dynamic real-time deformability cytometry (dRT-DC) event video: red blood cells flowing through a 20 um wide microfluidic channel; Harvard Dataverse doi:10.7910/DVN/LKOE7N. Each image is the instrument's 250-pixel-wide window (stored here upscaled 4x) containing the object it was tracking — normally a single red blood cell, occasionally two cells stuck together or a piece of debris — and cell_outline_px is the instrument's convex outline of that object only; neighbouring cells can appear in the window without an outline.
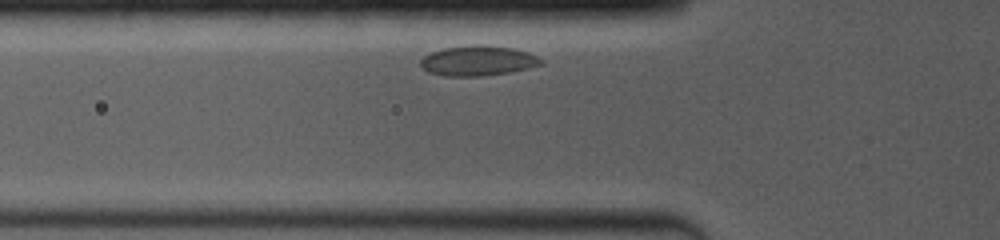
{"species": "common noctule bat (a hibernating species)", "species_latin": "Nyctalus noctula", "temperature_condition": "room temperature", "stored_images_in_passage": 19, "camera_frame_rate_fps": 4000, "um_per_image_px": 0.085, "animal": {"sex": "female", "body_mass_g": 19.0, "forearm_length_mm": 53.3}, "frame": {"image": 1, "passage_image": 2, "time_ms": 0.5, "image_size_px": [1000, 240], "cell_outline_px": [[544, 64], [528, 68], [508, 72], [480, 76], [444, 76], [428, 72], [420, 64], [420, 60], [424, 56], [432, 52], [444, 48], [472, 44], [484, 44], [512, 48], [528, 52], [544, 60]], "centroid_in_image_um": [40.63, 5.15], "position_along_channel_um": 85.2, "area_um2": 21.15}}
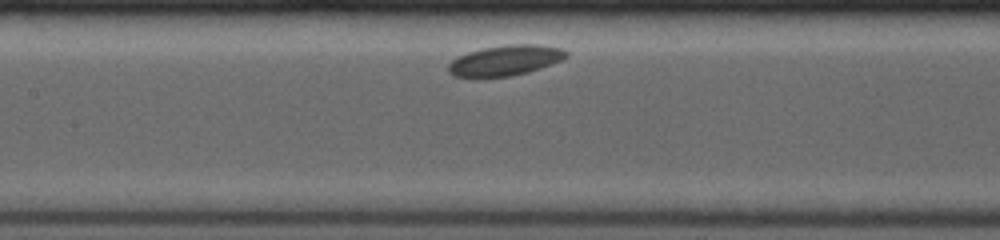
{"frame": {"image": 2, "passage_image": 7, "time_ms": 2.75, "image_size_px": [1000, 240], "cell_outline_px": [[568, 56], [560, 60], [540, 68], [528, 72], [512, 76], [476, 80], [472, 80], [452, 76], [448, 72], [448, 64], [456, 56], [468, 52], [484, 48], [504, 44], [540, 44], [560, 48], [568, 52]], "centroid_in_image_um": [42.84, 5.18], "position_along_channel_um": 164.6, "area_um2": 21.68}}
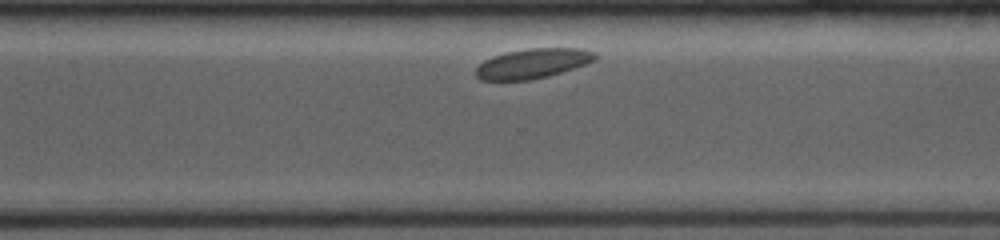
{"frame": {"image": 3, "passage_image": 17, "time_ms": 7.25, "image_size_px": [1000, 240], "cell_outline_px": [[596, 60], [548, 76], [528, 80], [480, 80], [476, 76], [476, 68], [484, 60], [492, 56], [508, 52], [528, 48], [584, 48], [596, 52]], "centroid_in_image_um": [45.28, 5.38], "position_along_channel_um": 325.3, "area_um2": 20.58}}